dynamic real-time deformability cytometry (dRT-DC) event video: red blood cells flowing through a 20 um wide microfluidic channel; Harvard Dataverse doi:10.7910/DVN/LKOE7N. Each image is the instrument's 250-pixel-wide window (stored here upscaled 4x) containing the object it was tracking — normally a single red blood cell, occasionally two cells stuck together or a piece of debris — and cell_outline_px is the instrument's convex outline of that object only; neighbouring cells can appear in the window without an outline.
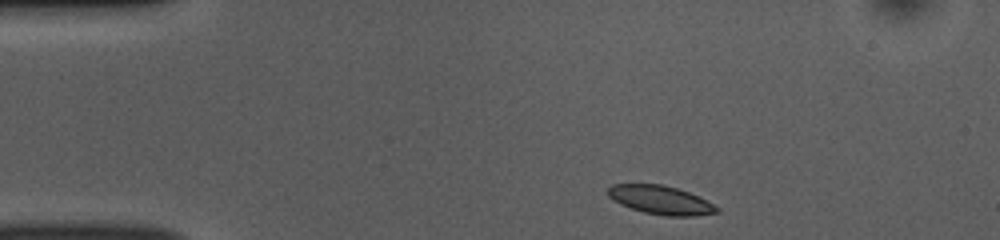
{"species": "common noctule bat (a hibernating species)", "species_latin": "Nyctalus noctula", "temperature_condition": "room temperature", "stored_images_in_passage": 44, "camera_frame_rate_fps": 3000, "um_per_image_px": 0.085, "animal": {"sex": "female", "body_mass_g": 10.0, "forearm_length_mm": 53.1}, "frame": {"image": 1, "passage_image": 1, "time_ms": 0.0, "image_size_px": [1000, 240], "cell_outline_px": [[720, 212], [696, 216], [664, 216], [644, 212], [620, 204], [612, 200], [608, 196], [608, 188], [612, 184], [660, 184], [676, 188], [688, 192], [720, 208]], "centroid_in_image_um": [56.14, 17.01], "position_along_channel_um": 28.9, "area_um2": 18.03}}
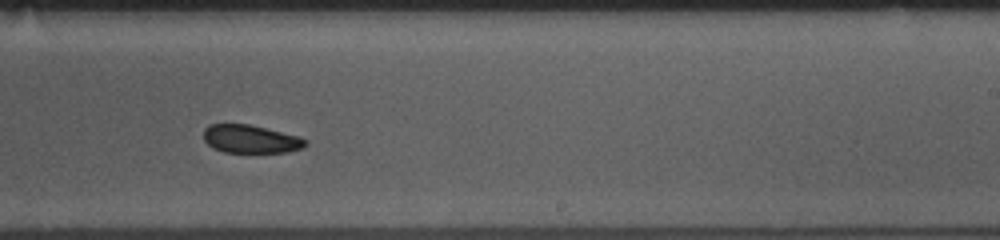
{"frame": {"image": 2, "passage_image": 24, "time_ms": 7.667, "image_size_px": [1000, 240], "cell_outline_px": [[308, 144], [300, 148], [288, 152], [224, 152], [212, 148], [204, 140], [204, 128], [208, 124], [248, 124], [300, 136], [308, 140]], "centroid_in_image_um": [21.3, 11.81], "position_along_channel_um": 267.7, "area_um2": 16.76}}
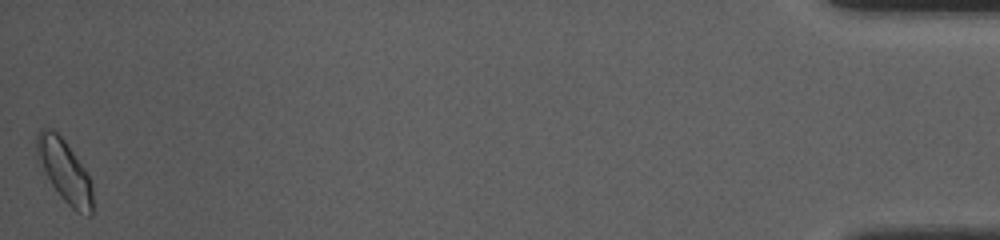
{"frame": {"image": 3, "passage_image": 44, "time_ms": 14.333, "image_size_px": [1000, 240], "cell_outline_px": [[92, 216], [88, 216], [76, 212], [60, 196], [36, 164], [36, 136], [44, 128], [48, 128], [56, 132], [64, 140], [84, 168], [92, 184]], "centroid_in_image_um": [5.45, 14.56], "position_along_channel_um": 429.8, "area_um2": 20.46}, "authors_computed_cell_mechanics": {"area_um2": 18.1203, "velocity_mm_per_s": 3.8203, "shape_relaxation_time_tau1_ms": 3.6832, "shape_relaxation_time_tau2_ms": 4.5659, "deformation_change_tau1": 0.063, "deformation_change_tau2": 0.0766}}